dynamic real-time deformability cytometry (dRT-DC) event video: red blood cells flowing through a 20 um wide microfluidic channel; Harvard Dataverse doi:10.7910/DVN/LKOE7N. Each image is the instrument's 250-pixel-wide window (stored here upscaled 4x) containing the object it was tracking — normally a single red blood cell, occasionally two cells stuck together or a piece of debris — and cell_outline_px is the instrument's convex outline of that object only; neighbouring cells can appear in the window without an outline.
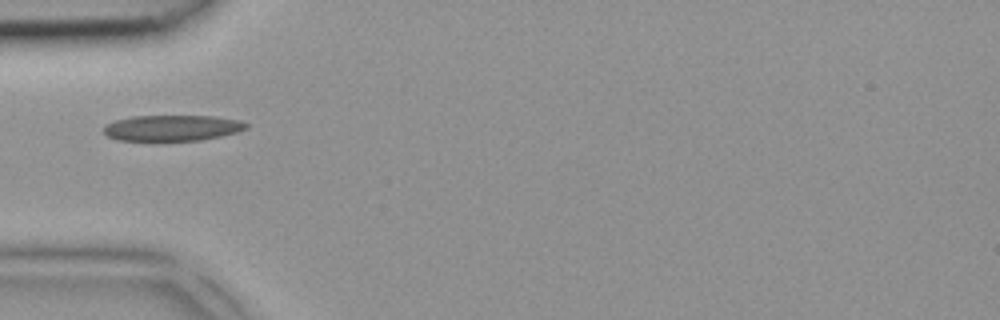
{"species": "common noctule bat (a hibernating species)", "species_latin": "Nyctalus noctula", "temperature_condition": "room temperature", "stored_images_in_passage": 5, "camera_frame_rate_fps": 3000, "um_per_image_px": 0.085, "animal": {"sex": "female", "body_mass_g": 18.4}, "frame": {"image": 1, "passage_image": 4, "time_ms": 1.0, "image_size_px": [1000, 320], "cell_outline_px": [[248, 128], [236, 132], [220, 136], [200, 140], [116, 140], [108, 136], [104, 132], [104, 124], [116, 120], [132, 116], [212, 116], [240, 120], [248, 124]], "centroid_in_image_um": [14.63, 10.87], "position_along_channel_um": 70.4, "area_um2": 21.33}}